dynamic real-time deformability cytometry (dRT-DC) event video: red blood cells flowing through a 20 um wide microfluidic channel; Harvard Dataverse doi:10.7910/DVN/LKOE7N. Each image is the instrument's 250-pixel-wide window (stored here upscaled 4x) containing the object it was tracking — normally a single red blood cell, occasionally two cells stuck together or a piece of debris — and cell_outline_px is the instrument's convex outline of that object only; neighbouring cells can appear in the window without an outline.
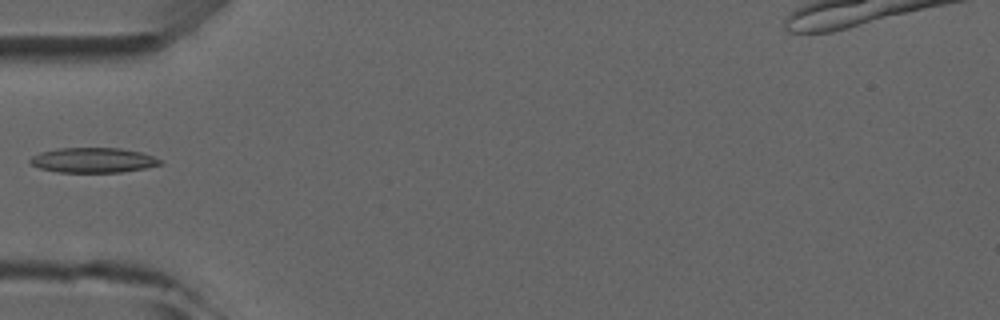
{"species": "common noctule bat (a hibernating species)", "species_latin": "Nyctalus noctula", "temperature_condition": "room temperature", "stored_images_in_passage": 5, "camera_frame_rate_fps": 3000, "um_per_image_px": 0.085, "animal": {"sex": "male", "forearm_length_mm": 52.5}, "frame": {"image": 1, "passage_image": 5, "time_ms": 5.333, "image_size_px": [1000, 320], "cell_outline_px": [[164, 164], [144, 168], [120, 172], [56, 172], [40, 168], [32, 164], [28, 160], [32, 156], [40, 152], [60, 148], [120, 148], [140, 152], [152, 156], [160, 160]], "centroid_in_image_um": [7.9, 13.61], "position_along_channel_um": 77.1, "area_um2": 18.79}}